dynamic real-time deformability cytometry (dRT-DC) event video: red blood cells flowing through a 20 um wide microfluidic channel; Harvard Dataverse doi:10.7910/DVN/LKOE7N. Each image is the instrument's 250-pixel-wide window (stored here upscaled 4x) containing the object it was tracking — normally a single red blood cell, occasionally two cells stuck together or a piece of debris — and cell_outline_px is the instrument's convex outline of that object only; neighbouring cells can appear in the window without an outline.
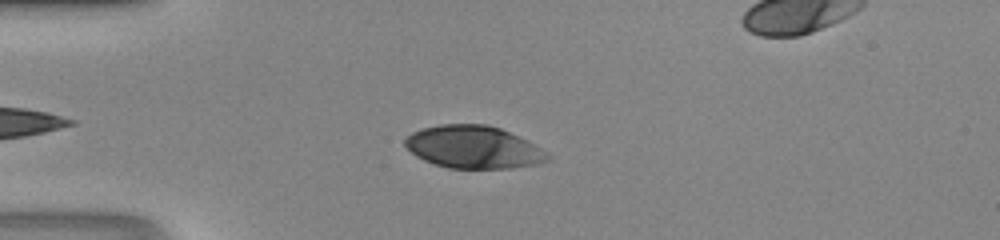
{"species": "human", "species_latin": "Homo sapiens", "temperature_condition": "room temperature", "stored_images_in_passage": 39, "camera_frame_rate_fps": 3000, "um_per_image_px": 0.085, "donor": {"sex": "male"}, "frame": {"image": 1, "passage_image": 9, "time_ms": 2.667, "image_size_px": [1000, 240], "cell_outline_px": [[552, 160], [536, 164], [508, 168], [448, 168], [424, 160], [416, 156], [404, 144], [404, 140], [412, 132], [424, 128], [440, 124], [488, 124], [500, 128], [528, 140], [552, 156]], "centroid_in_image_um": [40.28, 12.5], "position_along_channel_um": 44.7, "area_um2": 35.32}}
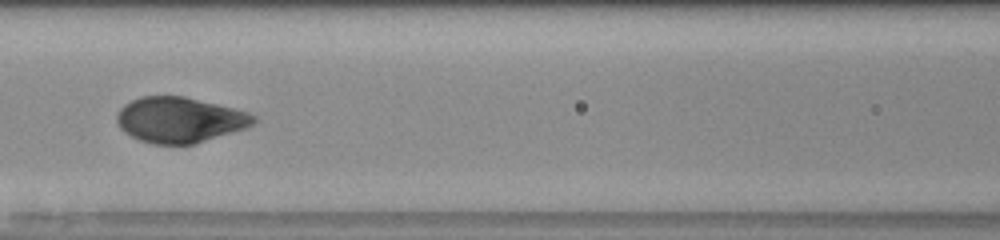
{"frame": {"image": 2, "passage_image": 18, "time_ms": 5.667, "image_size_px": [1000, 240], "cell_outline_px": [[256, 124], [248, 128], [192, 144], [152, 144], [140, 140], [124, 132], [116, 124], [116, 116], [120, 108], [124, 104], [140, 96], [184, 96], [248, 112], [256, 116]], "centroid_in_image_um": [15.27, 10.19], "position_along_channel_um": 151.3, "area_um2": 36.3}}
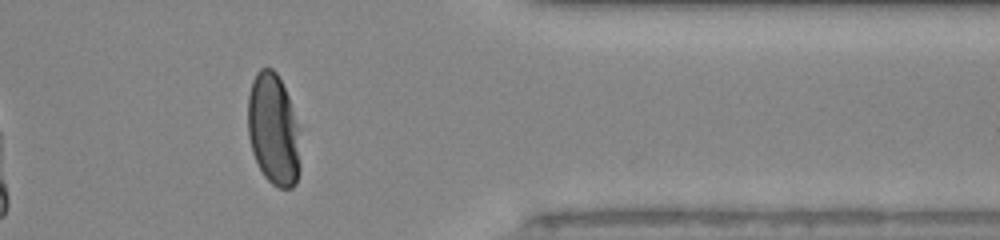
{"frame": {"image": 3, "passage_image": 35, "time_ms": 11.333, "image_size_px": [1000, 240], "cell_outline_px": [[300, 172], [296, 184], [292, 188], [280, 188], [272, 184], [264, 176], [252, 152], [248, 136], [248, 96], [252, 80], [256, 72], [260, 68], [272, 68], [276, 72], [288, 96], [296, 124], [300, 164]], "centroid_in_image_um": [23.21, 11.03], "position_along_channel_um": 388.2, "area_um2": 33.87}}